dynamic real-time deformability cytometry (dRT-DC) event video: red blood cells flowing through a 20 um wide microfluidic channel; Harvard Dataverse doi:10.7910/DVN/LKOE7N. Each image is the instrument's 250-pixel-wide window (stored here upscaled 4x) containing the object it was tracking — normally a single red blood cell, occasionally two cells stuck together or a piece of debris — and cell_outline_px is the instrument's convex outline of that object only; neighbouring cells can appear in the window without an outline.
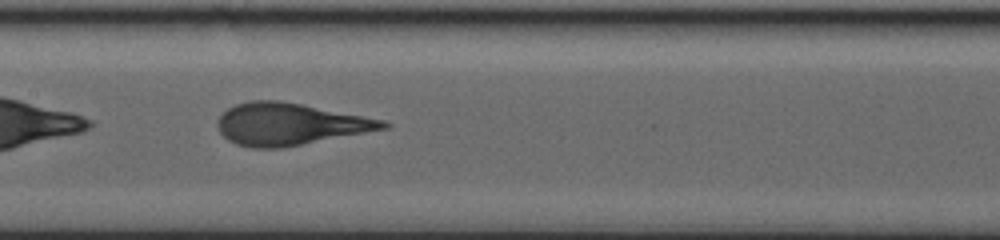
{"species": "human", "species_latin": "Homo sapiens", "temperature_condition": "warm", "stored_images_in_passage": 17, "camera_frame_rate_fps": 3000, "um_per_image_px": 0.085, "donor": {"sex": "male"}, "frame": {"image": 1, "passage_image": 16, "time_ms": 4.667, "image_size_px": [1000, 240], "cell_outline_px": [[392, 124], [388, 128], [280, 148], [252, 148], [236, 144], [228, 140], [220, 132], [216, 124], [220, 116], [228, 108], [236, 104], [252, 100], [280, 100], [388, 120]], "centroid_in_image_um": [24.65, 10.54], "position_along_channel_um": 182.8, "area_um2": 40.46}}